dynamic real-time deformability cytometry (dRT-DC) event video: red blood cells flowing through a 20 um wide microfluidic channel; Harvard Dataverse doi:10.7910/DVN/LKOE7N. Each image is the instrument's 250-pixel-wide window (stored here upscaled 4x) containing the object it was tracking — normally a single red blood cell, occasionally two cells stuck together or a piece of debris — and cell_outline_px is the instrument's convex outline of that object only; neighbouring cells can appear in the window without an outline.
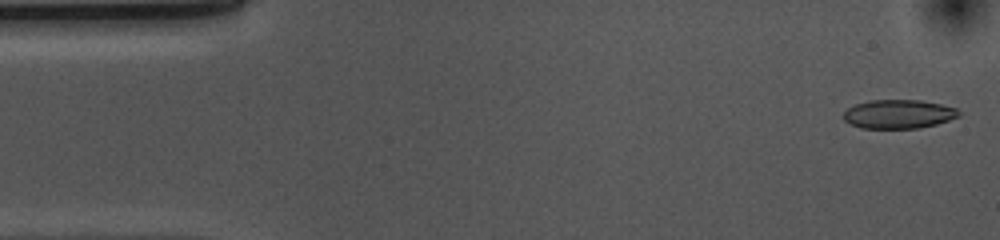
{"species": "common noctule bat (a hibernating species)", "species_latin": "Nyctalus noctula", "temperature_condition": "cold", "stored_images_in_passage": 52, "camera_frame_rate_fps": 3000, "um_per_image_px": 0.085, "animal": {"sex": "female", "body_mass_g": 10.0, "forearm_length_mm": 53.1}, "frame": {"image": 1, "passage_image": 1, "time_ms": 0.0, "image_size_px": [1000, 240], "cell_outline_px": [[960, 116], [936, 124], [920, 128], [860, 128], [844, 120], [844, 112], [848, 108], [856, 104], [868, 100], [920, 100], [940, 104], [956, 108], [960, 112]], "centroid_in_image_um": [76.38, 9.69], "position_along_channel_um": 8.6, "area_um2": 19.31}}
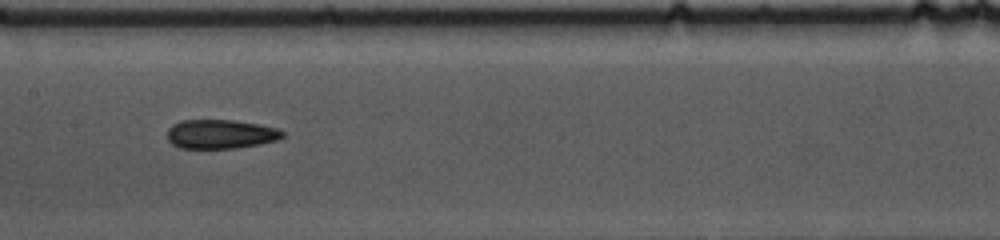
{"frame": {"image": 2, "passage_image": 24, "time_ms": 7.667, "image_size_px": [1000, 240], "cell_outline_px": [[284, 136], [276, 140], [260, 144], [236, 148], [180, 148], [172, 144], [168, 140], [168, 128], [172, 124], [180, 120], [232, 120], [260, 124], [276, 128], [284, 132]], "centroid_in_image_um": [18.73, 11.39], "position_along_channel_um": 188.7, "area_um2": 19.59}}
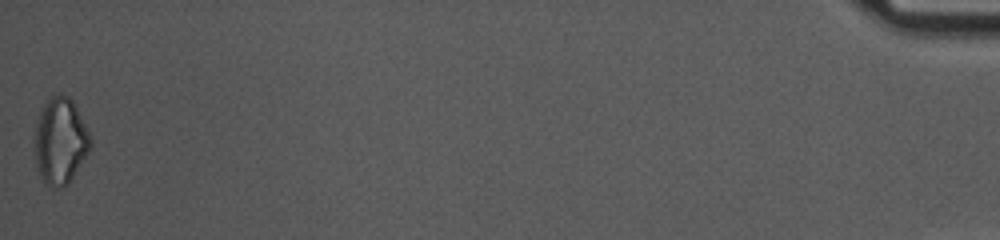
{"frame": {"image": 3, "passage_image": 52, "time_ms": 17.0, "image_size_px": [1000, 240], "cell_outline_px": [[92, 148], [68, 184], [60, 188], [52, 188], [40, 176], [36, 164], [32, 148], [36, 124], [40, 112], [44, 104], [52, 96], [60, 92], [68, 96], [72, 100], [92, 140]], "centroid_in_image_um": [5.11, 12.0], "position_along_channel_um": 430.1, "area_um2": 28.32}, "authors_computed_cell_mechanics": {"area_um2": 20.1433, "velocity_mm_per_s": 3.7041, "shape_relaxation_time_tau1_ms": 6.9126, "shape_relaxation_time_tau2_ms": 5.2501, "deformation_change_tau1": 0.1148, "deformation_change_tau2": 0.1164}}